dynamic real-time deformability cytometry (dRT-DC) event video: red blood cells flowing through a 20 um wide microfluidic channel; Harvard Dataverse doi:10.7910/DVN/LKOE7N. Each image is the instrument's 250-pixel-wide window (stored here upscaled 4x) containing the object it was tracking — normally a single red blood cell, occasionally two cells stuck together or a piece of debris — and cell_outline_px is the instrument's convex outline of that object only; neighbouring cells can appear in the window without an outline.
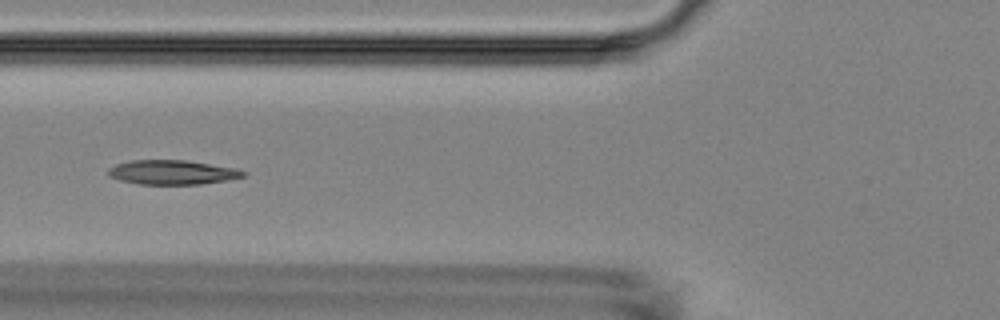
{"species": "Egyptian fruit bat (a non-hibernating species)", "species_latin": "Rousettus aegyptiacus", "temperature_condition": "room temperature", "stored_images_in_passage": 13, "camera_frame_rate_fps": 3000, "um_per_image_px": 0.085, "animal": {"sex": "female"}, "frame": {"image": 1, "passage_image": 4, "time_ms": 3.667, "image_size_px": [1000, 320], "cell_outline_px": [[248, 172], [244, 176], [224, 180], [200, 184], [140, 184], [120, 180], [108, 176], [108, 168], [116, 164], [132, 160], [188, 160], [236, 168]], "centroid_in_image_um": [14.63, 14.64], "position_along_channel_um": 111.2, "area_um2": 19.13}}
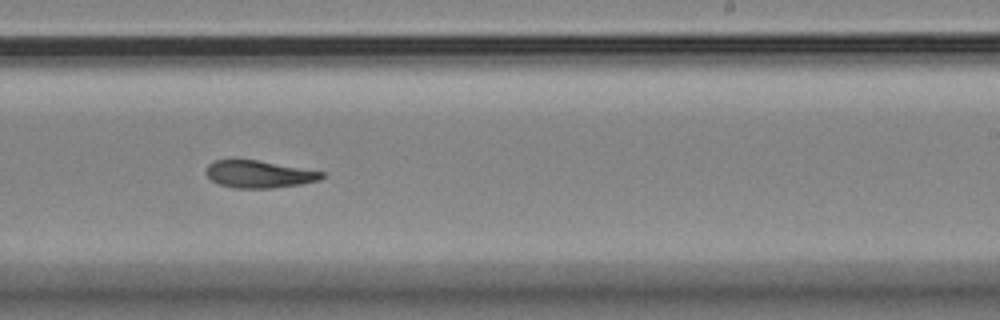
{"frame": {"image": 2, "passage_image": 8, "time_ms": 8.0, "image_size_px": [1000, 320], "cell_outline_px": [[324, 176], [320, 180], [304, 184], [272, 188], [236, 188], [220, 184], [212, 180], [204, 172], [208, 164], [212, 160], [256, 160], [324, 172]], "centroid_in_image_um": [22.01, 14.81], "position_along_channel_um": 267.0, "area_um2": 18.32}}
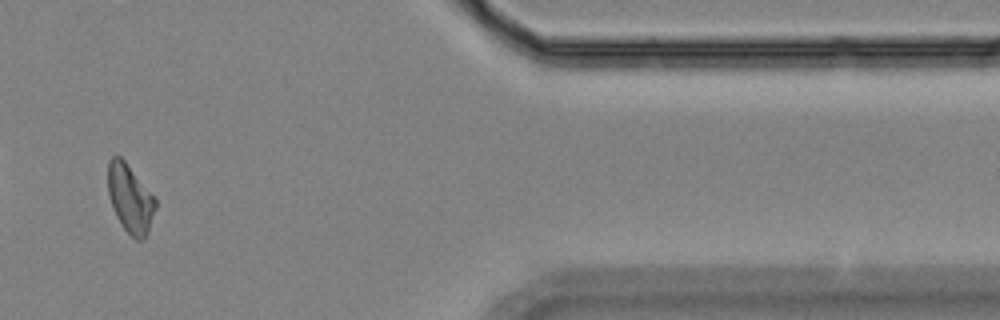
{"frame": {"image": 3, "passage_image": 11, "time_ms": 12.667, "image_size_px": [1000, 320], "cell_outline_px": [[156, 208], [148, 232], [144, 240], [136, 240], [120, 224], [112, 208], [108, 192], [108, 160], [112, 156], [120, 156], [124, 160], [156, 200]], "centroid_in_image_um": [11.05, 16.9], "position_along_channel_um": 400.4, "area_um2": 18.73}, "authors_computed_cell_mechanics": {"area_um2": 18.9584, "velocity_mm_per_s": 3.6068, "shape_relaxation_time_tau1_ms": null, "shape_relaxation_time_tau2_ms": 3.3141, "deformation_change_tau1": null, "deformation_change_tau2": 0.101}}